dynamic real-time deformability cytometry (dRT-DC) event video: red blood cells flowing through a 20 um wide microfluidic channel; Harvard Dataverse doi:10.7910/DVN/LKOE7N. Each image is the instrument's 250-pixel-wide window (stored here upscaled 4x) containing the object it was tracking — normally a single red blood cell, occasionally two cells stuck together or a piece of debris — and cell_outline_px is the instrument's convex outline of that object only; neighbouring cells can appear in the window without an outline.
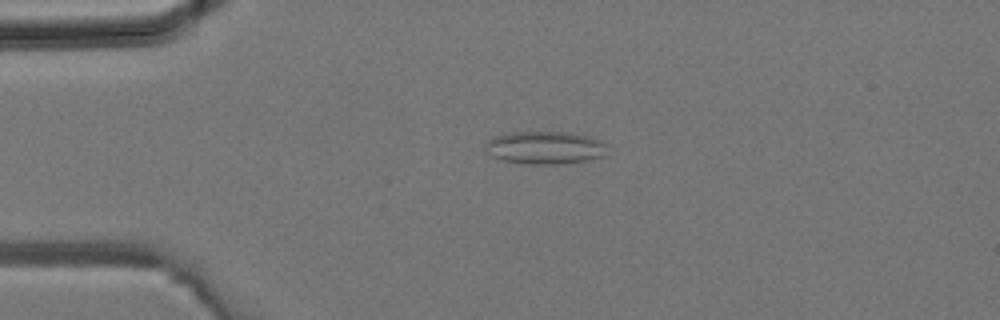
{"species": "common noctule bat (a hibernating species)", "species_latin": "Nyctalus noctula", "temperature_condition": "room temperature", "stored_images_in_passage": 2, "camera_frame_rate_fps": 3000, "um_per_image_px": 0.085, "animal": {"sex": "male", "body_mass_g": 19.2, "forearm_length_mm": 51.8}, "frame": {"image": 1, "passage_image": 1, "time_ms": 0.0, "image_size_px": [1000, 320], "cell_outline_px": [[604, 156], [588, 160], [556, 164], [528, 164], [504, 160], [492, 156], [484, 148], [484, 144], [488, 140], [496, 136], [512, 132], [568, 132], [588, 136], [600, 140], [604, 144]], "centroid_in_image_um": [46.29, 12.55], "position_along_channel_um": 38.7, "area_um2": 23.06}}